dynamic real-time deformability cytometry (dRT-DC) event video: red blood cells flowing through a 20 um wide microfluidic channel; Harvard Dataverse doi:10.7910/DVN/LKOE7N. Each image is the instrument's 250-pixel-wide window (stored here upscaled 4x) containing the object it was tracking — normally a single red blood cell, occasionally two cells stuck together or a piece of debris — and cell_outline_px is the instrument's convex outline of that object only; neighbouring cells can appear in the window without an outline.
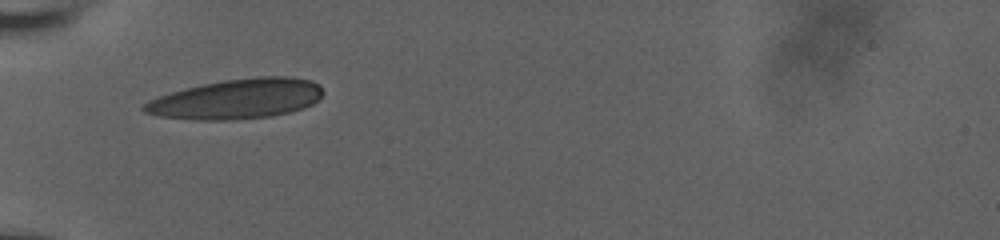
{"species": "human", "species_latin": "Homo sapiens", "temperature_condition": "room temperature", "stored_images_in_passage": 2, "camera_frame_rate_fps": 3000, "um_per_image_px": 0.085, "donor": {"sex": "male"}, "frame": {"image": 1, "passage_image": 1, "time_ms": 0.0, "image_size_px": [1000, 240], "cell_outline_px": [[324, 92], [312, 104], [304, 108], [272, 116], [228, 120], [196, 120], [160, 116], [144, 112], [140, 108], [148, 100], [184, 88], [224, 80], [256, 76], [292, 76], [312, 80], [320, 84]], "centroid_in_image_um": [20.15, 8.4], "position_along_channel_um": 64.8, "area_um2": 41.73}}
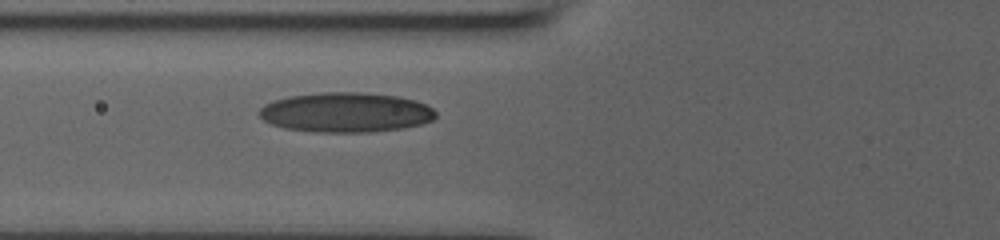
{"frame": {"image": 2, "passage_image": 2, "time_ms": 0.333, "image_size_px": [1000, 240], "cell_outline_px": [[436, 116], [432, 120], [420, 124], [400, 128], [368, 132], [316, 132], [284, 128], [272, 124], [264, 120], [256, 112], [264, 104], [288, 96], [320, 92], [360, 92], [396, 96], [416, 100], [432, 108], [436, 112]], "centroid_in_image_um": [29.36, 9.55], "position_along_channel_um": 96.4, "area_um2": 40.86}}